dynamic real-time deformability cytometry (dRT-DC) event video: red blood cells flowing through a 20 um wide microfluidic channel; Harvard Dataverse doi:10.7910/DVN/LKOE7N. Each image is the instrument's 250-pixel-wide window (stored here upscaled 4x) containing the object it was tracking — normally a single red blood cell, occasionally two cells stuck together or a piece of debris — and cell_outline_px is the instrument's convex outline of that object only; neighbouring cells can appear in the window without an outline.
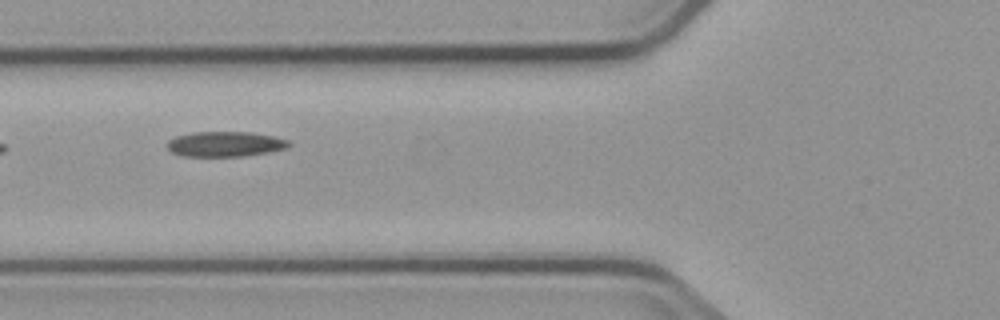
{"species": "common noctule bat (a hibernating species)", "species_latin": "Nyctalus noctula", "temperature_condition": "cold", "stored_images_in_passage": 7, "camera_frame_rate_fps": 3000, "um_per_image_px": 0.085, "animal": {"sex": "male", "body_mass_g": 23.1, "forearm_length_mm": 52.7}, "frame": {"image": 1, "passage_image": 4, "time_ms": 4.333, "image_size_px": [1000, 320], "cell_outline_px": [[292, 144], [288, 148], [268, 152], [244, 156], [184, 156], [172, 152], [168, 148], [168, 140], [176, 136], [192, 132], [252, 132], [272, 136], [288, 140]], "centroid_in_image_um": [19.16, 12.24], "position_along_channel_um": 106.6, "area_um2": 17.8}}
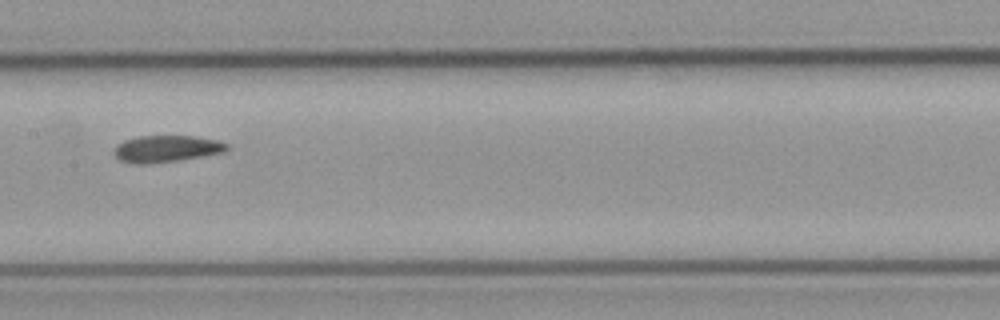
{"frame": {"image": 2, "passage_image": 6, "time_ms": 6.667, "image_size_px": [1000, 320], "cell_outline_px": [[232, 148], [224, 152], [176, 160], [144, 164], [136, 164], [120, 160], [112, 152], [116, 144], [124, 140], [140, 136], [196, 136], [220, 140], [228, 144]], "centroid_in_image_um": [14.16, 12.63], "position_along_channel_um": 193.2, "area_um2": 17.63}}
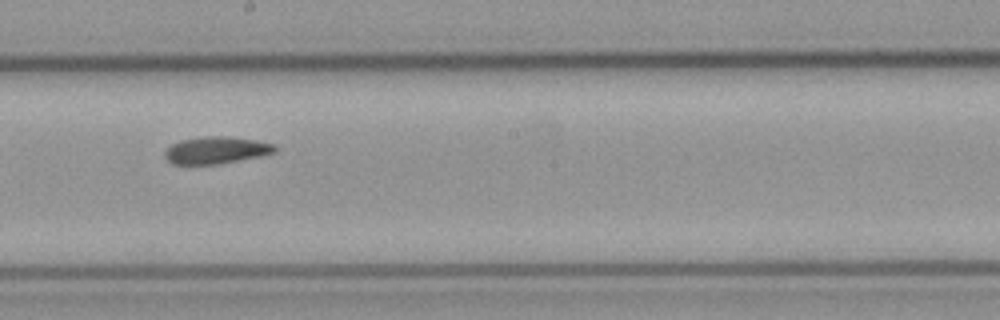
{"frame": {"image": 3, "passage_image": 7, "time_ms": 7.667, "image_size_px": [1000, 320], "cell_outline_px": [[280, 148], [276, 152], [264, 156], [220, 164], [172, 164], [164, 156], [164, 152], [172, 144], [180, 140], [204, 136], [228, 136], [256, 140], [276, 144]], "centroid_in_image_um": [18.46, 12.76], "position_along_channel_um": 229.7, "area_um2": 17.74}}